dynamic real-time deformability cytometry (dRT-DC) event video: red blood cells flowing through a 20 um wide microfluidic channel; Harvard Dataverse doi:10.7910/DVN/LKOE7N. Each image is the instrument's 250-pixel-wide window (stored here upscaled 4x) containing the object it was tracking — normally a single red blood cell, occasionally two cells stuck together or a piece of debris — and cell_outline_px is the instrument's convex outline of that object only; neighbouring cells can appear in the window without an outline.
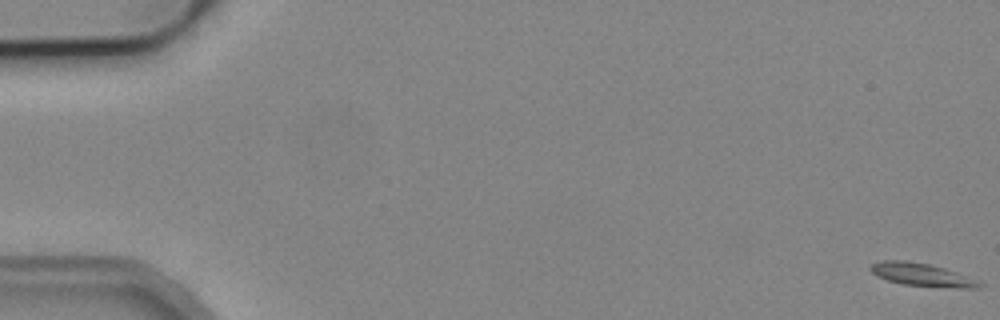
{"species": "common noctule bat (a hibernating species)", "species_latin": "Nyctalus noctula", "temperature_condition": "cold", "stored_images_in_passage": 7, "segment_of_instrument_passage": [1, 2], "camera_frame_rate_fps": 3000, "um_per_image_px": 0.085, "animal": {"sex": "male", "body_mass_g": 19.2, "forearm_length_mm": 51.8}, "frame": {"image": 1, "passage_image": 1, "time_ms": 0.0, "image_size_px": [1000, 320], "cell_outline_px": [[984, 284], [980, 288], [960, 288], [900, 284], [876, 276], [868, 268], [872, 264], [884, 260], [904, 260], [928, 264], [944, 268], [980, 280]], "centroid_in_image_um": [78.39, 23.36], "position_along_channel_um": 6.6, "area_um2": 14.57}}